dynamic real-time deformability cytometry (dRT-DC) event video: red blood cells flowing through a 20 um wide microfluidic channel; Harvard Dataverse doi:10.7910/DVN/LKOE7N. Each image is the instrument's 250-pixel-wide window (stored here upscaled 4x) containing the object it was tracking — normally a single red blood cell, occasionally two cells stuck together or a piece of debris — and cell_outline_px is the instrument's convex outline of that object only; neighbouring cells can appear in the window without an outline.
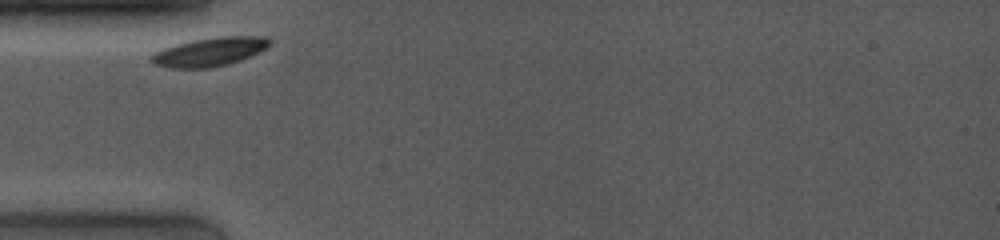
{"species": "common noctule bat (a hibernating species)", "species_latin": "Nyctalus noctula", "temperature_condition": "room temperature", "stored_images_in_passage": 33, "camera_frame_rate_fps": 4000, "um_per_image_px": 0.085, "animal": {"sex": "female", "body_mass_g": 19.0, "forearm_length_mm": 53.3}, "frame": {"image": 1, "passage_image": 1, "time_ms": 0.0, "image_size_px": [1000, 240], "cell_outline_px": [[272, 44], [240, 60], [228, 64], [208, 68], [168, 68], [152, 64], [148, 60], [156, 52], [164, 48], [176, 44], [192, 40], [216, 36], [264, 36]], "centroid_in_image_um": [17.75, 4.41], "position_along_channel_um": 67.2, "area_um2": 19.65}}
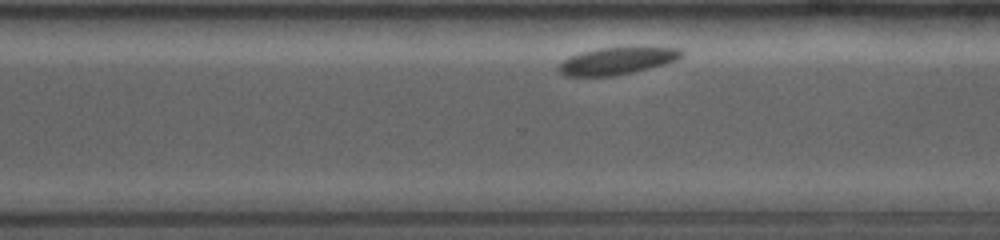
{"frame": {"image": 2, "passage_image": 22, "time_ms": 7.25, "image_size_px": [1000, 240], "cell_outline_px": [[684, 56], [676, 60], [664, 64], [616, 76], [564, 76], [556, 72], [556, 68], [564, 60], [572, 56], [584, 52], [600, 48], [680, 48], [684, 52]], "centroid_in_image_um": [52.42, 5.2], "position_along_channel_um": 318.2, "area_um2": 19.13}}
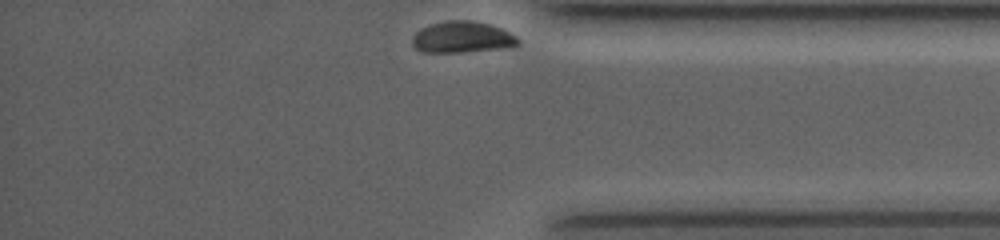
{"frame": {"image": 3, "passage_image": 33, "time_ms": 9.5, "image_size_px": [1000, 240], "cell_outline_px": [[520, 44], [512, 48], [460, 52], [424, 52], [416, 48], [412, 44], [412, 36], [420, 28], [432, 24], [448, 20], [472, 20], [488, 24], [500, 28], [516, 36], [520, 40]], "centroid_in_image_um": [39.32, 3.17], "position_along_channel_um": 395.9, "area_um2": 19.48}, "authors_computed_cell_mechanics": {"area_um2": 19.8254, "velocity_mm_per_s": 3.4845, "shape_relaxation_time_tau1_ms": 0.9565, "shape_relaxation_time_tau2_ms": null, "deformation_change_tau1": 0.0437, "deformation_change_tau2": null}}